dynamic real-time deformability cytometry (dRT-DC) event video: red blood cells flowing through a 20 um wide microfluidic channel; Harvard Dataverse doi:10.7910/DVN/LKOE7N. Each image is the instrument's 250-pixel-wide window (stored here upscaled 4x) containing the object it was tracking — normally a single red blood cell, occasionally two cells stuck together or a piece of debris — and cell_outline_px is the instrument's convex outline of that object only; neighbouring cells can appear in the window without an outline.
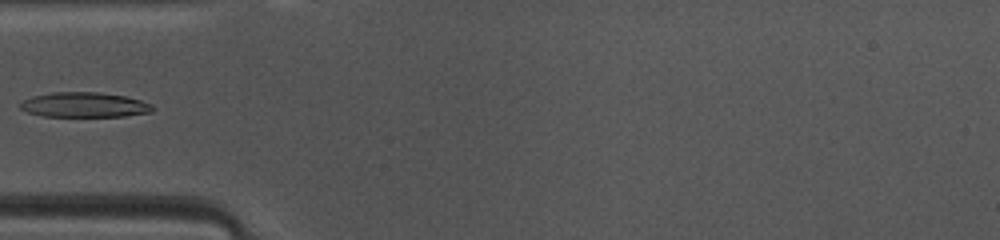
{"species": "common noctule bat (a hibernating species)", "species_latin": "Nyctalus noctula", "temperature_condition": "warm", "stored_images_in_passage": 34, "camera_frame_rate_fps": 3000, "um_per_image_px": 0.085, "animal": {"sex": "female", "body_mass_g": 10.0, "forearm_length_mm": 53.1}, "frame": {"image": 1, "passage_image": 1, "time_ms": 0.0, "image_size_px": [1000, 240], "cell_outline_px": [[156, 108], [152, 112], [124, 116], [40, 116], [28, 112], [20, 108], [20, 104], [24, 100], [32, 96], [52, 92], [100, 92], [124, 96], [140, 100], [152, 104]], "centroid_in_image_um": [7.19, 8.91], "position_along_channel_um": 77.8, "area_um2": 19.25}}
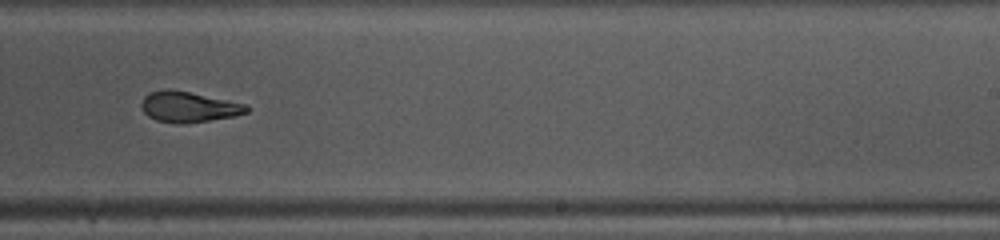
{"frame": {"image": 2, "passage_image": 15, "time_ms": 4.667, "image_size_px": [1000, 240], "cell_outline_px": [[252, 108], [248, 112], [236, 116], [184, 124], [176, 124], [156, 120], [148, 116], [144, 112], [140, 104], [144, 96], [148, 92], [168, 88], [248, 104]], "centroid_in_image_um": [16.05, 9.09], "position_along_channel_um": 273.0, "area_um2": 19.02}}
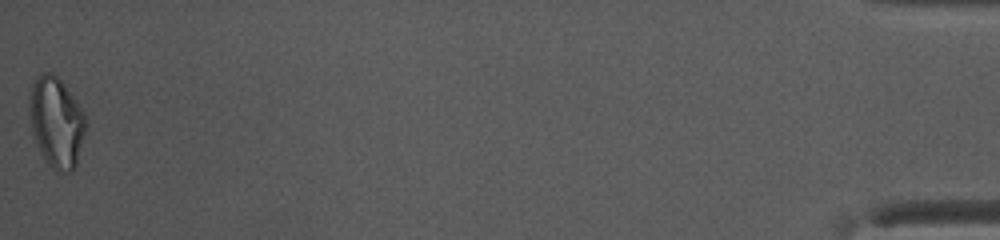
{"frame": {"image": 3, "passage_image": 34, "time_ms": 11.0, "image_size_px": [1000, 240], "cell_outline_px": [[88, 124], [76, 164], [72, 172], [56, 172], [48, 164], [32, 132], [28, 108], [28, 96], [32, 84], [36, 76], [44, 72], [52, 72], [64, 84], [76, 100], [88, 120]], "centroid_in_image_um": [4.8, 10.36], "position_along_channel_um": 430.4, "area_um2": 29.88}}